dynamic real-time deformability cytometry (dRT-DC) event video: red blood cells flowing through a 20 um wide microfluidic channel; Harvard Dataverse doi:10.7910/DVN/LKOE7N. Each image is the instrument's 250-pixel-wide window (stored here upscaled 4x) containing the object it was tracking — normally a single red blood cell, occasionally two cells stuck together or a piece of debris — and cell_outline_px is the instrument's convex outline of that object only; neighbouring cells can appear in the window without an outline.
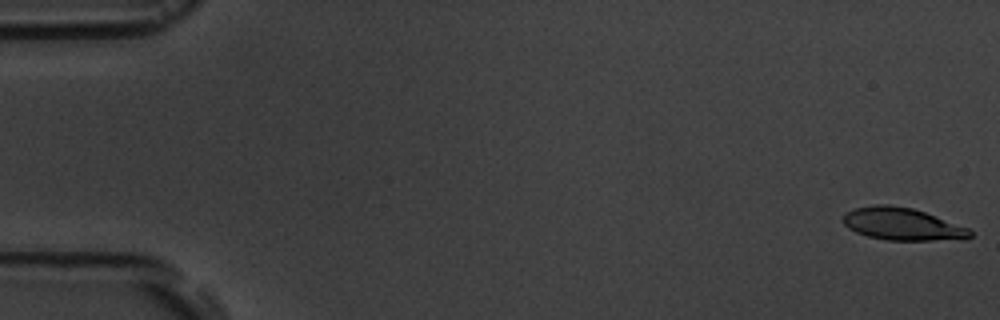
{"species": "common noctule bat (a hibernating species)", "species_latin": "Nyctalus noctula", "temperature_condition": "room temperature", "stored_images_in_passage": 6, "camera_frame_rate_fps": 3000, "um_per_image_px": 0.085, "animal": {"sex": "male", "body_mass_g": 19.5, "forearm_length_mm": 54.6}, "frame": {"image": 1, "passage_image": 1, "time_ms": 0.0, "image_size_px": [1000, 320], "cell_outline_px": [[972, 236], [968, 240], [888, 240], [868, 236], [856, 232], [848, 228], [844, 224], [844, 212], [856, 208], [876, 204], [888, 204], [912, 208], [924, 212], [968, 228], [972, 232]], "centroid_in_image_um": [76.71, 19.05], "position_along_channel_um": 8.3, "area_um2": 23.93}}
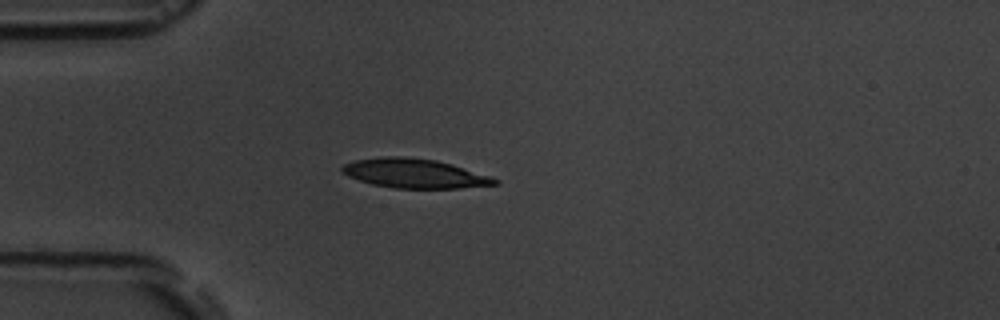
{"frame": {"image": 2, "passage_image": 5, "time_ms": 4.667, "image_size_px": [1000, 320], "cell_outline_px": [[500, 184], [460, 188], [396, 188], [372, 184], [348, 176], [340, 172], [340, 168], [344, 164], [356, 160], [380, 156], [404, 156], [436, 160], [452, 164], [492, 176], [500, 180]], "centroid_in_image_um": [35.26, 14.73], "position_along_channel_um": 49.7, "area_um2": 26.24}}